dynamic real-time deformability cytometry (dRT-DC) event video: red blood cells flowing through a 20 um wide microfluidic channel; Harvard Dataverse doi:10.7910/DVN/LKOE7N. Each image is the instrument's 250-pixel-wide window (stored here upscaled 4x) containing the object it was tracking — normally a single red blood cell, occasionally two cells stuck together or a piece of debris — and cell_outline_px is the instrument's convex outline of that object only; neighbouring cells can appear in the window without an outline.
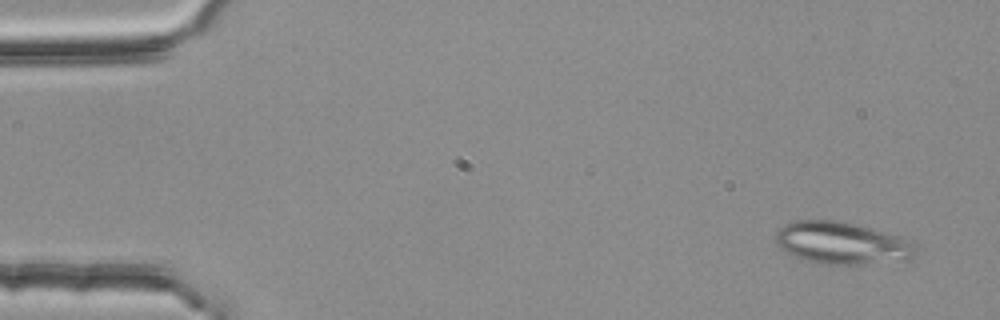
{"species": "common noctule bat (a hibernating species)", "species_latin": "Nyctalus noctula", "temperature_condition": "room temperature", "stored_images_in_passage": 52, "segment_of_instrument_passage": [1, 2], "camera_frame_rate_fps": 3000, "um_per_image_px": 0.085, "animal": {"sex": "female", "body_mass_g": 25.1}, "frame": {"image": 1, "passage_image": 3, "time_ms": 0.667, "image_size_px": [1000, 320], "cell_outline_px": [[916, 256], [912, 260], [856, 264], [824, 264], [804, 260], [788, 252], [776, 240], [776, 232], [780, 228], [788, 224], [800, 220], [832, 220], [872, 228], [900, 236], [912, 240], [916, 248]], "centroid_in_image_um": [71.67, 20.67], "position_along_channel_um": 13.3, "area_um2": 34.1}}